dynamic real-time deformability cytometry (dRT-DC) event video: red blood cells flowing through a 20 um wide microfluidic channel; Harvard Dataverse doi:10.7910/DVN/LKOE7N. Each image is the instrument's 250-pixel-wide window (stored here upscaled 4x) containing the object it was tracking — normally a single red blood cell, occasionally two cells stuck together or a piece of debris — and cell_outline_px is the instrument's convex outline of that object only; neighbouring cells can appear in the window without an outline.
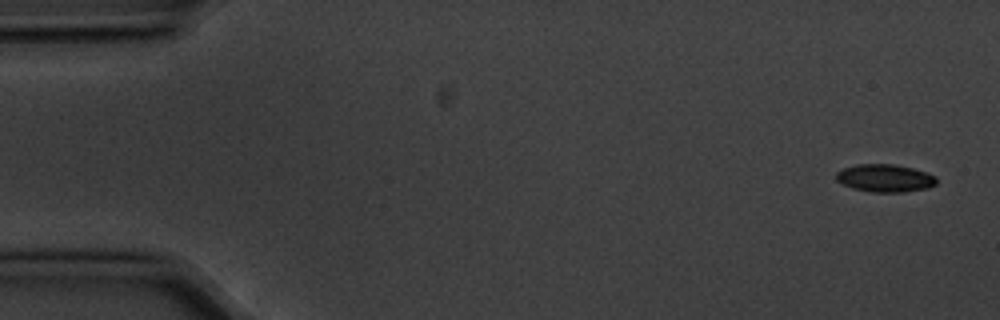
{"species": "common noctule bat (a hibernating species)", "species_latin": "Nyctalus noctula", "temperature_condition": "cold", "stored_images_in_passage": 6, "segment_of_instrument_passage": [2, 2], "camera_frame_rate_fps": 3000, "um_per_image_px": 0.085, "animal": {"sex": "male", "body_mass_g": 20.1, "forearm_length_mm": 53.5}, "frame": {"image": 1, "passage_image": 6, "time_ms": 1.667, "image_size_px": [1000, 320], "cell_outline_px": [[936, 184], [928, 188], [904, 192], [872, 192], [852, 188], [836, 180], [836, 172], [844, 168], [856, 164], [892, 164], [912, 168], [936, 176]], "centroid_in_image_um": [75.21, 15.14], "position_along_channel_um": 9.8, "area_um2": 16.13}}